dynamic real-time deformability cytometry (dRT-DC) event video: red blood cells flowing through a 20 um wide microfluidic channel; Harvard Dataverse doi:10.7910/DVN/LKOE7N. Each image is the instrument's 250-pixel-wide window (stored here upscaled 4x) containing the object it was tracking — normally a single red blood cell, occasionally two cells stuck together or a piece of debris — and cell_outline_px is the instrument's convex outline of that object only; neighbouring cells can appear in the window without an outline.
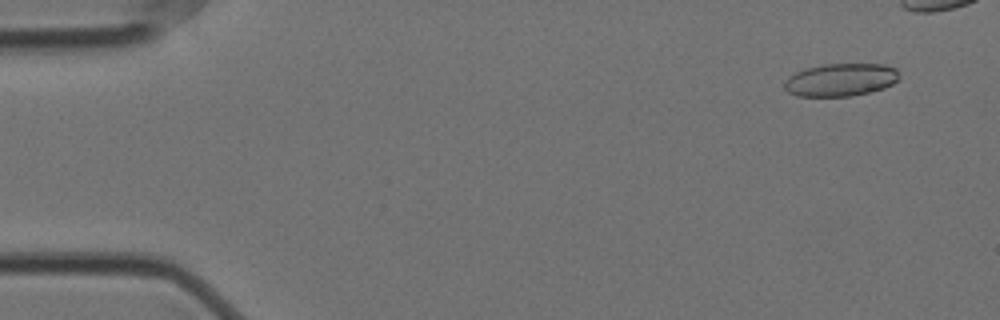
{"species": "Egyptian fruit bat (a non-hibernating species)", "species_latin": "Rousettus aegyptiacus", "temperature_condition": "cold", "stored_images_in_passage": 47, "camera_frame_rate_fps": 3000, "um_per_image_px": 0.085, "animal": {"sex": "female"}, "frame": {"image": 1, "passage_image": 4, "time_ms": 1.0, "image_size_px": [1000, 320], "cell_outline_px": [[900, 76], [892, 84], [884, 88], [852, 96], [796, 96], [788, 92], [784, 88], [784, 84], [788, 76], [804, 68], [824, 64], [884, 64], [896, 68]], "centroid_in_image_um": [71.44, 6.78], "position_along_channel_um": 13.6, "area_um2": 22.02}}
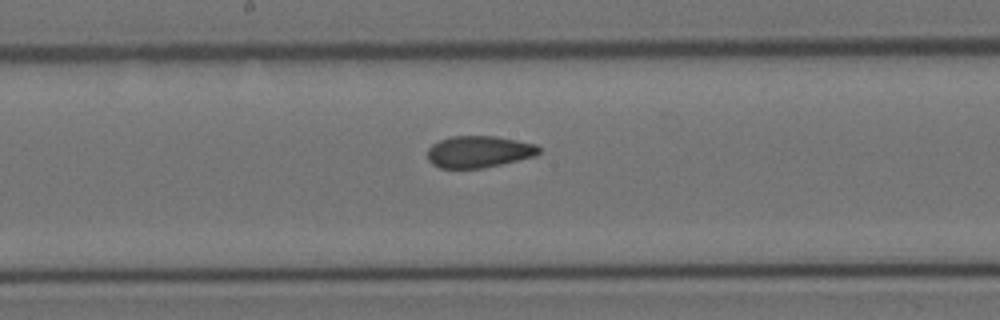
{"frame": {"image": 2, "passage_image": 30, "time_ms": 9.667, "image_size_px": [1000, 320], "cell_outline_px": [[540, 152], [536, 156], [500, 164], [480, 168], [440, 168], [432, 164], [428, 160], [428, 148], [432, 144], [440, 140], [452, 136], [496, 136], [536, 144], [540, 148]], "centroid_in_image_um": [40.7, 12.89], "position_along_channel_um": 207.5, "area_um2": 20.58}}
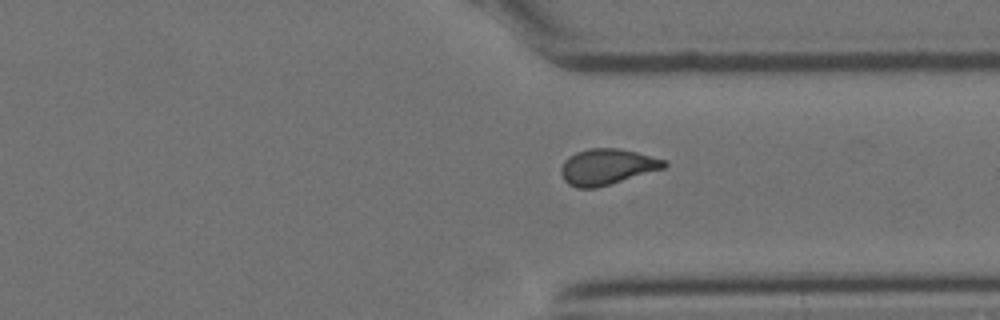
{"frame": {"image": 3, "passage_image": 43, "time_ms": 14.0, "image_size_px": [1000, 320], "cell_outline_px": [[668, 164], [664, 168], [596, 188], [576, 188], [568, 184], [564, 180], [560, 172], [560, 168], [564, 160], [568, 156], [576, 152], [588, 148], [620, 148], [636, 152], [664, 160]], "centroid_in_image_um": [51.54, 14.17], "position_along_channel_um": 359.9, "area_um2": 21.5}}